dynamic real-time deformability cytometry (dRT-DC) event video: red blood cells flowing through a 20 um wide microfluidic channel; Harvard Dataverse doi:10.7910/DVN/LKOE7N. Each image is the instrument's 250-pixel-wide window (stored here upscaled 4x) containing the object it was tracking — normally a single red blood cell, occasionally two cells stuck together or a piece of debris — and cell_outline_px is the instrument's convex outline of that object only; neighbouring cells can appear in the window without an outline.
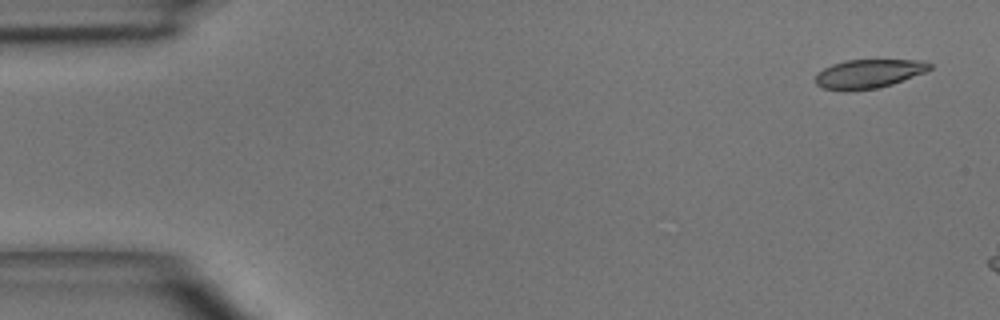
{"species": "common noctule bat (a hibernating species)", "species_latin": "Nyctalus noctula", "temperature_condition": "room temperature", "stored_images_in_passage": 3, "camera_frame_rate_fps": 3000, "um_per_image_px": 0.085, "animal": {"sex": "male", "body_mass_g": 15.6}, "frame": {"image": 1, "passage_image": 1, "time_ms": 0.0, "image_size_px": [1000, 320], "cell_outline_px": [[932, 68], [924, 72], [892, 84], [880, 88], [824, 88], [816, 84], [816, 72], [832, 64], [844, 60], [924, 60], [932, 64]], "centroid_in_image_um": [73.88, 6.22], "position_along_channel_um": 11.1, "area_um2": 18.61}}